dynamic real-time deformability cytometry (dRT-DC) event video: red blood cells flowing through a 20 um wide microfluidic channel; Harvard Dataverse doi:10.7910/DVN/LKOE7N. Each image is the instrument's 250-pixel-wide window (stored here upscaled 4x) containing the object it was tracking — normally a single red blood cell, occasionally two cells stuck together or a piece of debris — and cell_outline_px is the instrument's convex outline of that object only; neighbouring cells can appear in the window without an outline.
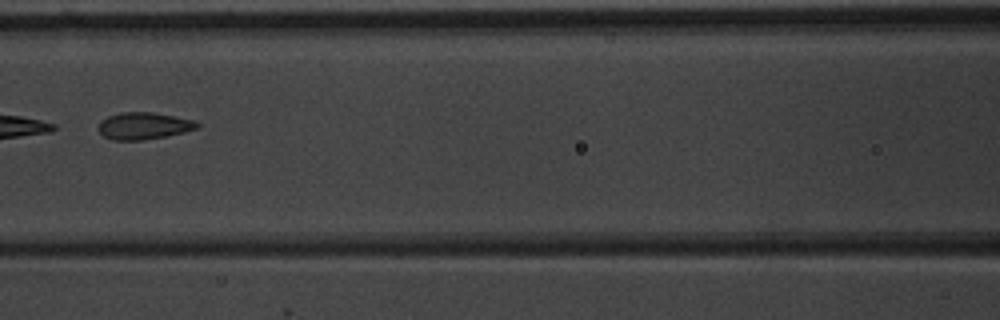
{"species": "common noctule bat (a hibernating species)", "species_latin": "Nyctalus noctula", "temperature_condition": "warm", "stored_images_in_passage": 5, "camera_frame_rate_fps": 3000, "um_per_image_px": 0.085, "animal": {"sex": "male", "body_mass_g": 20.1, "forearm_length_mm": 53.5}, "frame": {"image": 1, "passage_image": 5, "time_ms": 5.667, "image_size_px": [1000, 320], "cell_outline_px": [[200, 128], [184, 132], [164, 136], [140, 140], [112, 140], [104, 136], [100, 132], [100, 120], [108, 116], [120, 112], [152, 112], [176, 116], [196, 120], [200, 124]], "centroid_in_image_um": [12.26, 10.68], "position_along_channel_um": 154.3, "area_um2": 15.55}}